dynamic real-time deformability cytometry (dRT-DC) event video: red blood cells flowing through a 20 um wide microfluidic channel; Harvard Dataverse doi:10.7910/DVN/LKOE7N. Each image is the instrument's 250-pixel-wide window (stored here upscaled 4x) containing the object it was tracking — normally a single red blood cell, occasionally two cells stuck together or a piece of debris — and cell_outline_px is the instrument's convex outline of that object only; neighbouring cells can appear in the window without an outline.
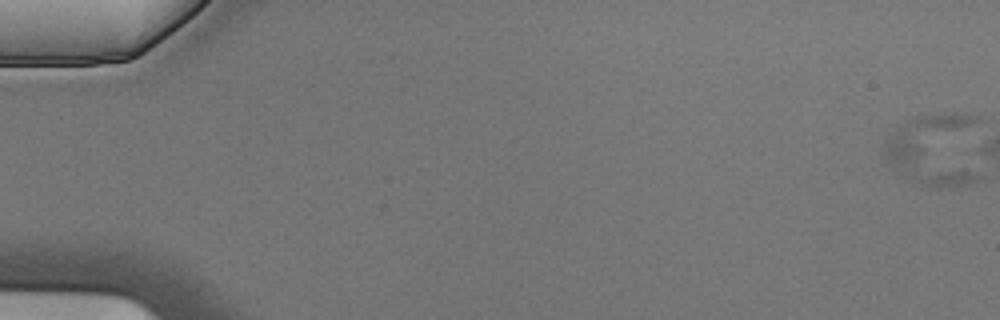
{"species": "Egyptian fruit bat (a non-hibernating species)", "species_latin": "Rousettus aegyptiacus", "temperature_condition": "cold", "stored_images_in_passage": 7, "camera_frame_rate_fps": 3000, "um_per_image_px": 0.085, "animal": {"sex": "male"}, "frame": {"image": 1, "passage_image": 1, "time_ms": 0.0, "image_size_px": [1000, 320], "cell_outline_px": [[980, 120], [908, 172], [896, 172], [892, 168], [884, 156], [880, 148], [884, 140], [904, 120], [912, 116], [940, 112], [956, 112], [980, 116]], "centroid_in_image_um": [78.49, 11.71], "position_along_channel_um": 6.5, "area_um2": 23.99}}